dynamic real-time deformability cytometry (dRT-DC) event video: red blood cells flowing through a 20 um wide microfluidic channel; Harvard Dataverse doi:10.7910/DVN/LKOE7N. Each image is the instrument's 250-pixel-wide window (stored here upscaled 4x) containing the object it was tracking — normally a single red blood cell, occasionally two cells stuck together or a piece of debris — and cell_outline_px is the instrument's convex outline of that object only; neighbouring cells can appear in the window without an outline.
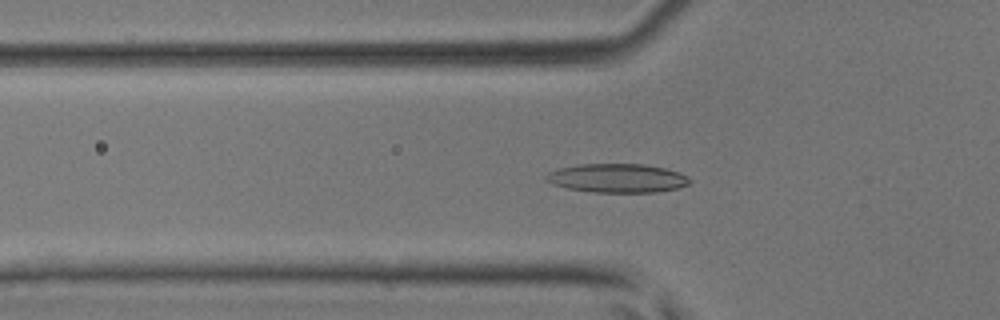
{"species": "common noctule bat (a hibernating species)", "species_latin": "Nyctalus noctula", "temperature_condition": "room temperature", "stored_images_in_passage": 27, "camera_frame_rate_fps": 3000, "um_per_image_px": 0.085, "animal": {"sex": "male", "body_mass_g": 17.9, "forearm_length_mm": 54.2}, "frame": {"image": 1, "passage_image": 7, "time_ms": 2.0, "image_size_px": [1000, 320], "cell_outline_px": [[692, 180], [688, 184], [676, 188], [656, 192], [592, 192], [568, 188], [552, 184], [544, 180], [544, 176], [548, 172], [556, 168], [580, 164], [644, 164], [664, 168], [680, 172]], "centroid_in_image_um": [52.42, 15.13], "position_along_channel_um": 73.4, "area_um2": 24.22}}
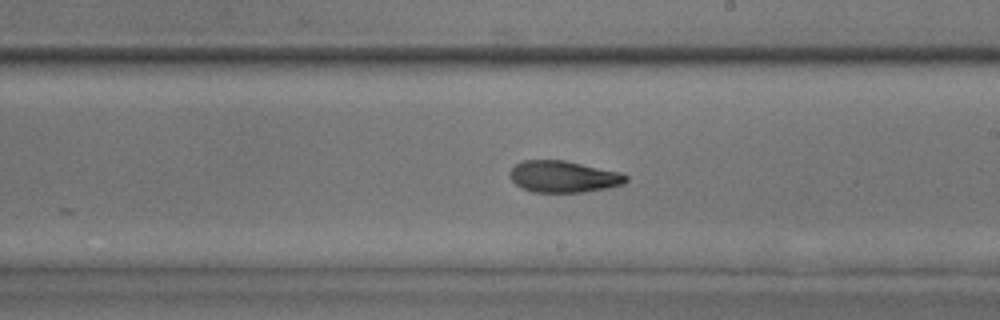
{"frame": {"image": 2, "passage_image": 18, "time_ms": 5.667, "image_size_px": [1000, 320], "cell_outline_px": [[628, 180], [624, 184], [608, 188], [584, 192], [532, 192], [520, 188], [508, 176], [508, 172], [520, 160], [564, 160], [620, 172], [628, 176]], "centroid_in_image_um": [47.87, 15.01], "position_along_channel_um": 241.1, "area_um2": 21.62}}
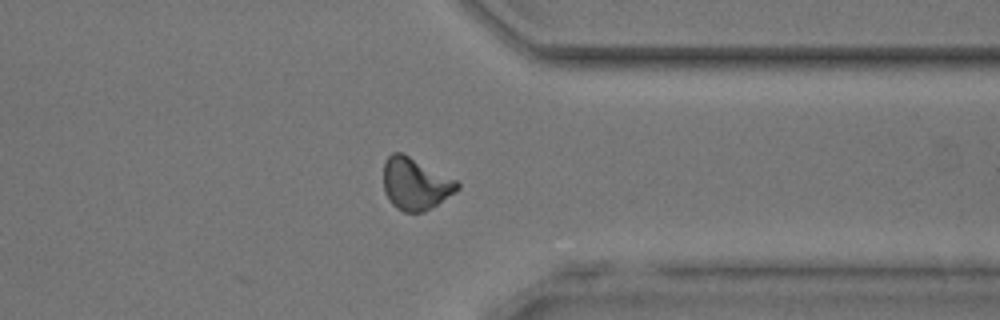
{"frame": {"image": 3, "passage_image": 27, "time_ms": 8.667, "image_size_px": [1000, 320], "cell_outline_px": [[460, 188], [424, 212], [404, 212], [396, 208], [392, 204], [384, 192], [384, 160], [392, 152], [400, 152], [456, 180], [460, 184]], "centroid_in_image_um": [35.27, 15.63], "position_along_channel_um": 376.1, "area_um2": 21.96}}